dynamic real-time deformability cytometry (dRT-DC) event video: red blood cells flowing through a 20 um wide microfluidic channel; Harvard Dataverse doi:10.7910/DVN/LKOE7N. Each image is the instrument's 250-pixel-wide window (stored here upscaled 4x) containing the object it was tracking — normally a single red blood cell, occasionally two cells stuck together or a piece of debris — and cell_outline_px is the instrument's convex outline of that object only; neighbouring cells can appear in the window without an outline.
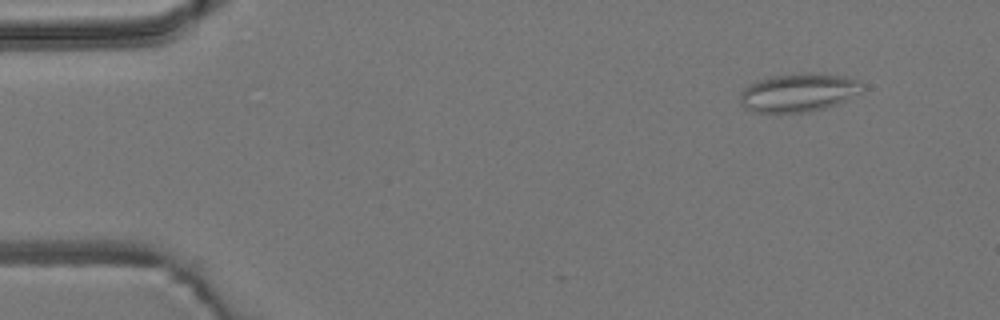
{"species": "common noctule bat (a hibernating species)", "species_latin": "Nyctalus noctula", "temperature_condition": "room temperature", "stored_images_in_passage": 4, "camera_frame_rate_fps": 3000, "um_per_image_px": 0.085, "animal": {"sex": "male", "body_mass_g": 19.2, "forearm_length_mm": 51.8}, "frame": {"image": 1, "passage_image": 1, "time_ms": 0.0, "image_size_px": [1000, 320], "cell_outline_px": [[860, 92], [836, 104], [824, 108], [808, 112], [752, 112], [744, 108], [740, 104], [740, 92], [748, 84], [756, 80], [772, 76], [800, 72], [812, 72], [844, 76], [856, 80]], "centroid_in_image_um": [67.76, 7.86], "position_along_channel_um": 17.2, "area_um2": 27.22}}